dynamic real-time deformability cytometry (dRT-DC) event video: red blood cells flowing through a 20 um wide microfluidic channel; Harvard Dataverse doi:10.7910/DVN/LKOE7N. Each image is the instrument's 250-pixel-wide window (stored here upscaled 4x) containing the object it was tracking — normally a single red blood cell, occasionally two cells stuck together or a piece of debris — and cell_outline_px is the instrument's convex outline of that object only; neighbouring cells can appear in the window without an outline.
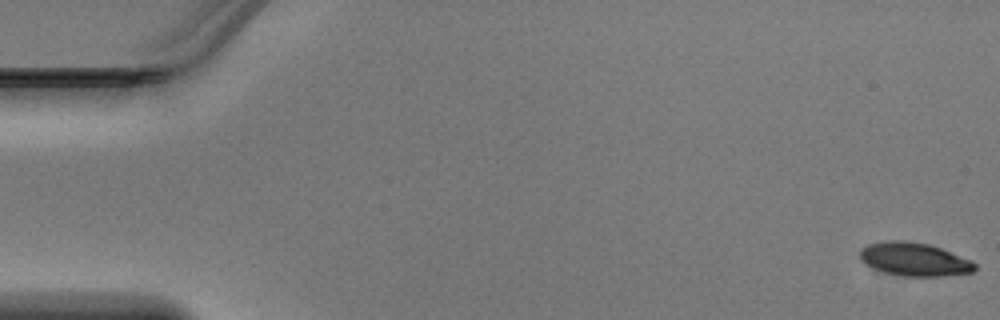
{"species": "Egyptian fruit bat (a non-hibernating species)", "species_latin": "Rousettus aegyptiacus", "temperature_condition": "warm", "stored_images_in_passage": 48, "camera_frame_rate_fps": 3000, "um_per_image_px": 0.085, "animal": {"sex": "male"}, "frame": {"image": 1, "passage_image": 1, "time_ms": 0.0, "image_size_px": [1000, 320], "cell_outline_px": [[976, 268], [972, 272], [940, 276], [908, 276], [884, 272], [864, 264], [860, 260], [860, 248], [868, 244], [888, 240], [908, 240], [928, 244], [940, 248], [972, 260], [976, 264]], "centroid_in_image_um": [77.69, 22.02], "position_along_channel_um": 7.3, "area_um2": 22.31}}
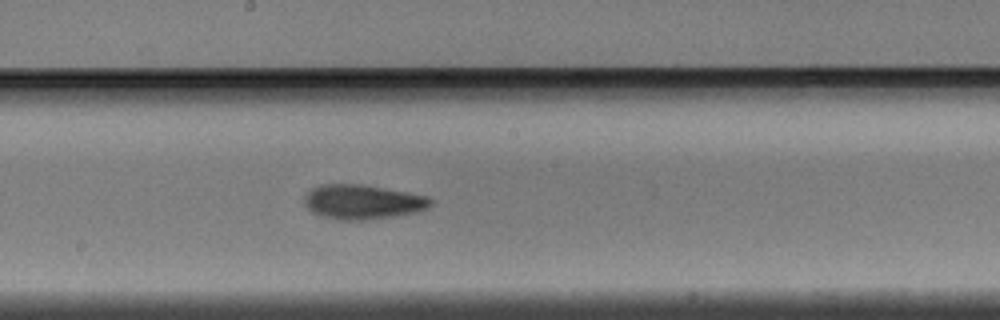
{"frame": {"image": 2, "passage_image": 26, "time_ms": 8.333, "image_size_px": [1000, 320], "cell_outline_px": [[432, 204], [428, 208], [416, 212], [392, 216], [364, 220], [340, 220], [320, 216], [312, 212], [304, 204], [304, 196], [312, 188], [320, 184], [360, 184], [408, 192], [428, 196], [432, 200]], "centroid_in_image_um": [30.8, 17.16], "position_along_channel_um": 217.4, "area_um2": 25.43}}
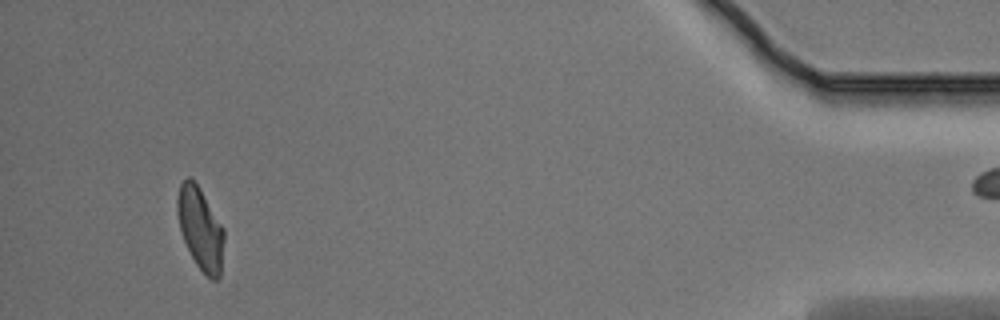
{"frame": {"image": 3, "passage_image": 45, "time_ms": 14.667, "image_size_px": [1000, 320], "cell_outline_px": [[224, 240], [220, 276], [216, 280], [212, 280], [196, 264], [184, 240], [180, 228], [176, 212], [176, 196], [180, 184], [188, 176], [200, 188], [224, 228]], "centroid_in_image_um": [17.03, 19.4], "position_along_channel_um": 418.2, "area_um2": 22.25}}